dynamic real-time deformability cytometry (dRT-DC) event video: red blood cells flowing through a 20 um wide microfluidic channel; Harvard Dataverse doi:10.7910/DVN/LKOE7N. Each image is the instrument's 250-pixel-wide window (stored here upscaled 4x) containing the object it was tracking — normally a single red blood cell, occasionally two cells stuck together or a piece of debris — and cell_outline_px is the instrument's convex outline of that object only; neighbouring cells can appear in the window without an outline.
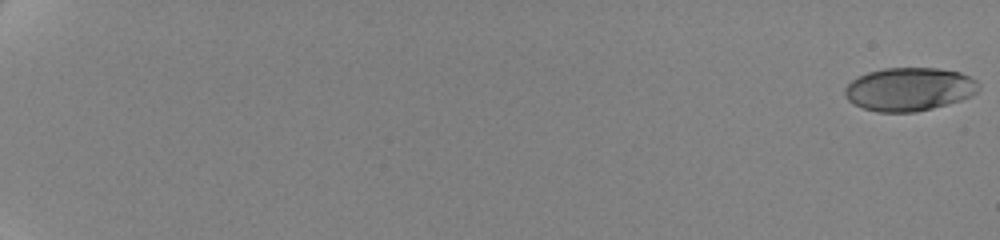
{"species": "human", "species_latin": "Homo sapiens", "temperature_condition": "cold", "stored_images_in_passage": 25, "camera_frame_rate_fps": 3000, "um_per_image_px": 0.085, "donor": {"sex": "female"}, "frame": {"image": 1, "passage_image": 1, "time_ms": 0.0, "image_size_px": [1000, 240], "cell_outline_px": [[980, 88], [972, 96], [948, 104], [916, 112], [876, 112], [864, 108], [848, 100], [844, 96], [844, 88], [856, 76], [868, 72], [884, 68], [936, 68], [960, 72], [976, 80], [980, 84]], "centroid_in_image_um": [77.28, 7.58], "position_along_channel_um": 7.7, "area_um2": 33.93}}
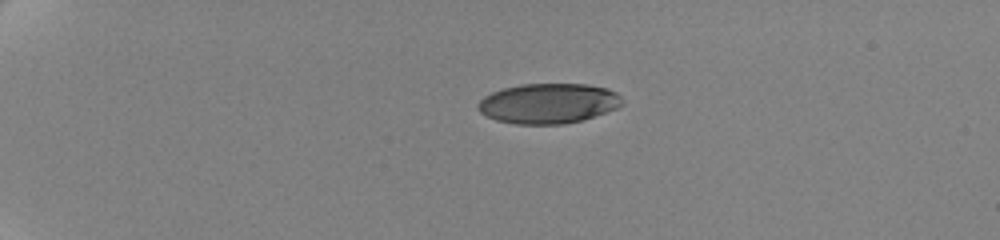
{"frame": {"image": 2, "passage_image": 18, "time_ms": 5.333, "image_size_px": [1000, 240], "cell_outline_px": [[624, 104], [616, 108], [584, 120], [564, 124], [516, 124], [496, 120], [480, 112], [476, 108], [476, 104], [484, 96], [492, 92], [504, 88], [520, 84], [588, 84], [608, 88], [616, 92], [624, 100]], "centroid_in_image_um": [46.62, 8.79], "position_along_channel_um": 38.4, "area_um2": 33.93}}
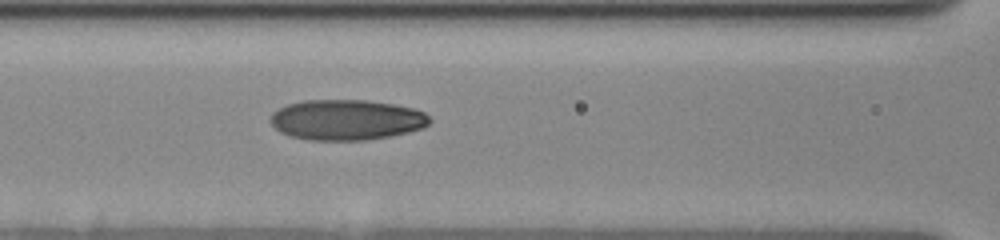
{"frame": {"image": 3, "passage_image": 25, "time_ms": 10.333, "image_size_px": [1000, 240], "cell_outline_px": [[432, 120], [424, 128], [392, 136], [368, 140], [308, 140], [288, 136], [280, 132], [268, 120], [272, 112], [288, 104], [304, 100], [368, 100], [416, 108], [424, 112]], "centroid_in_image_um": [29.46, 10.19], "position_along_channel_um": 137.1, "area_um2": 37.92}}